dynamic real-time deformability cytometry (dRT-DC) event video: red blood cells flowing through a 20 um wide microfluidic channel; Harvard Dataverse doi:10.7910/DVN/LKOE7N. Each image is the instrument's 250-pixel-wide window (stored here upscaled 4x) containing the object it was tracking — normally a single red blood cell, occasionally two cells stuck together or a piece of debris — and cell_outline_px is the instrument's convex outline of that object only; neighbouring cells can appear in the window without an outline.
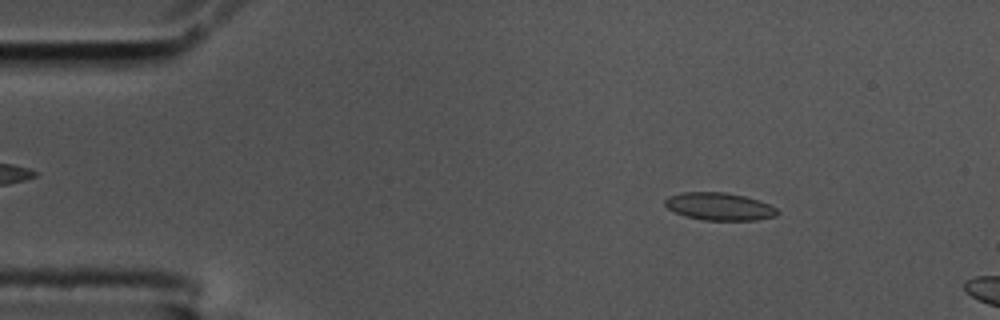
{"species": "common noctule bat (a hibernating species)", "species_latin": "Nyctalus noctula", "temperature_condition": "cold", "stored_images_in_passage": 13, "camera_frame_rate_fps": 3000, "um_per_image_px": 0.085, "animal": {"sex": "male", "body_mass_g": 17.5, "forearm_length_mm": 52.3}, "frame": {"image": 1, "passage_image": 8, "time_ms": 2.333, "image_size_px": [1000, 320], "cell_outline_px": [[780, 212], [776, 216], [756, 220], [704, 220], [684, 216], [668, 208], [664, 204], [664, 200], [668, 196], [680, 192], [724, 192], [744, 196], [768, 204], [776, 208]], "centroid_in_image_um": [61.12, 17.55], "position_along_channel_um": 23.9, "area_um2": 18.03}}